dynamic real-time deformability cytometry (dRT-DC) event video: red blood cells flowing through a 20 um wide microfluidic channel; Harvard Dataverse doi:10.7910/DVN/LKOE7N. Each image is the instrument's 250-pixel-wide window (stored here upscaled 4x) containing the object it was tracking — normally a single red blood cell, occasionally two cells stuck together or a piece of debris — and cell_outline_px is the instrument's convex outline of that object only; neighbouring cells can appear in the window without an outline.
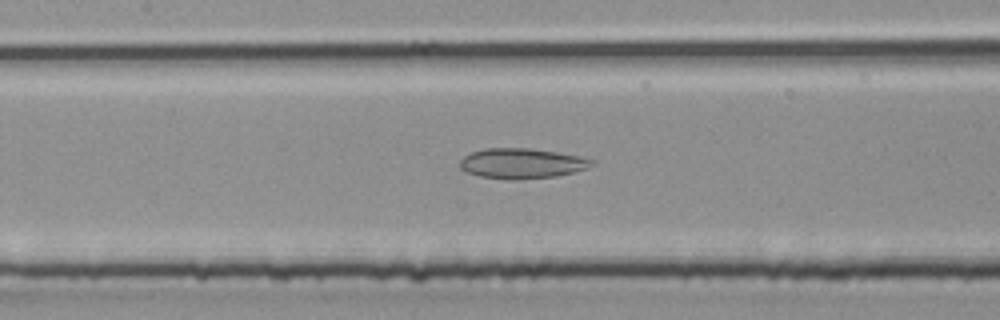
{"species": "common noctule bat (a hibernating species)", "species_latin": "Nyctalus noctula", "temperature_condition": "room temperature", "stored_images_in_passage": 28, "camera_frame_rate_fps": 3000, "um_per_image_px": 0.085, "animal": {"sex": "male", "body_mass_g": 20.4}, "frame": {"image": 1, "passage_image": 9, "time_ms": 2.667, "image_size_px": [1000, 320], "cell_outline_px": [[596, 164], [588, 168], [556, 176], [516, 180], [508, 180], [480, 176], [468, 172], [460, 168], [460, 160], [464, 156], [472, 152], [484, 148], [528, 148], [556, 152], [580, 156], [596, 160]], "centroid_in_image_um": [44.38, 13.89], "position_along_channel_um": 163.0, "area_um2": 23.29}}
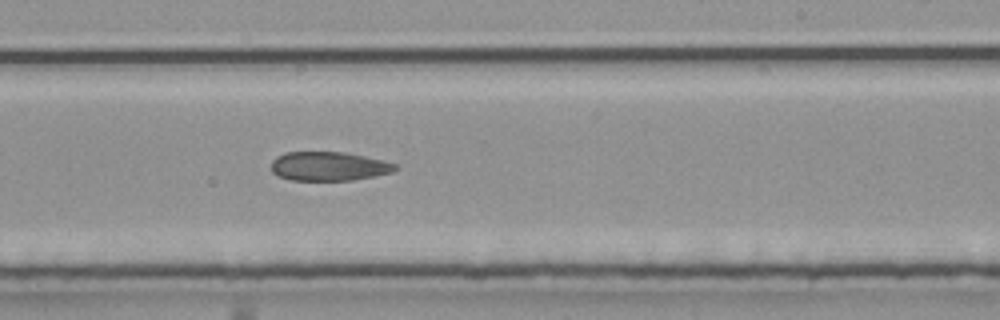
{"frame": {"image": 2, "passage_image": 14, "time_ms": 4.333, "image_size_px": [1000, 320], "cell_outline_px": [[400, 168], [392, 172], [376, 176], [352, 180], [288, 180], [276, 176], [272, 172], [272, 160], [276, 156], [284, 152], [344, 152], [364, 156], [400, 164]], "centroid_in_image_um": [27.96, 14.13], "position_along_channel_um": 261.0, "area_um2": 21.27}}
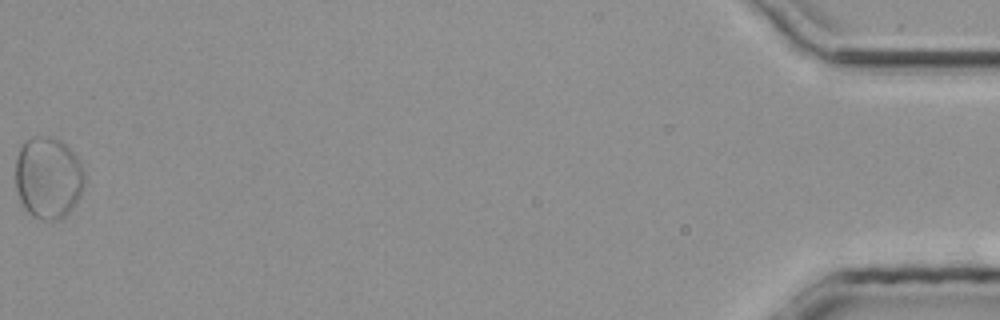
{"frame": {"image": 3, "passage_image": 28, "time_ms": 9.0, "image_size_px": [1000, 320], "cell_outline_px": [[84, 184], [76, 204], [60, 220], [44, 220], [32, 216], [24, 208], [20, 200], [16, 188], [16, 156], [24, 140], [36, 136], [52, 136], [60, 140], [76, 156], [84, 172]], "centroid_in_image_um": [4.08, 15.11], "position_along_channel_um": 431.1, "area_um2": 33.0}}